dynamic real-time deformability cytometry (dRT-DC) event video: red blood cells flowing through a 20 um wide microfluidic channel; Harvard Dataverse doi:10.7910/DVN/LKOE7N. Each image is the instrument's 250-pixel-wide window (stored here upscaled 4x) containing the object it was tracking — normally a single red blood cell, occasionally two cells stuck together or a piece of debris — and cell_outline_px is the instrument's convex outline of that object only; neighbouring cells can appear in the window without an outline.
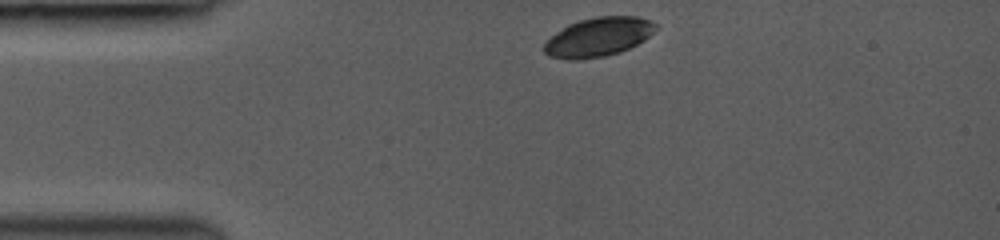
{"species": "common noctule bat (a hibernating species)", "species_latin": "Nyctalus noctula", "temperature_condition": "room temperature", "stored_images_in_passage": 39, "camera_frame_rate_fps": 3000, "um_per_image_px": 0.085, "animal": {"sex": "female", "body_mass_g": 19.0, "forearm_length_mm": 53.3}, "frame": {"image": 1, "passage_image": 1, "time_ms": 0.0, "image_size_px": [1000, 240], "cell_outline_px": [[656, 28], [644, 40], [620, 52], [604, 56], [576, 60], [568, 60], [548, 56], [544, 52], [544, 44], [556, 32], [568, 24], [580, 20], [596, 16], [636, 16], [652, 20], [656, 24]], "centroid_in_image_um": [50.84, 3.14], "position_along_channel_um": 34.2, "area_um2": 25.26}}
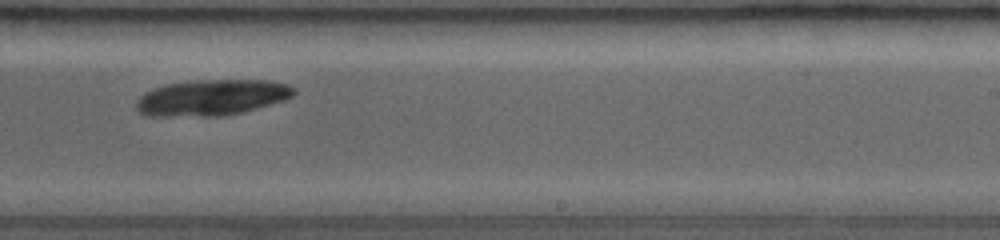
{"frame": {"image": 2, "passage_image": 24, "time_ms": 6.667, "image_size_px": [1000, 240], "cell_outline_px": [[296, 92], [292, 96], [284, 100], [256, 108], [224, 116], [144, 116], [136, 108], [136, 100], [144, 92], [168, 84], [196, 80], [268, 80], [288, 84], [296, 88]], "centroid_in_image_um": [17.99, 8.29], "position_along_channel_um": 271.0, "area_um2": 33.0}}
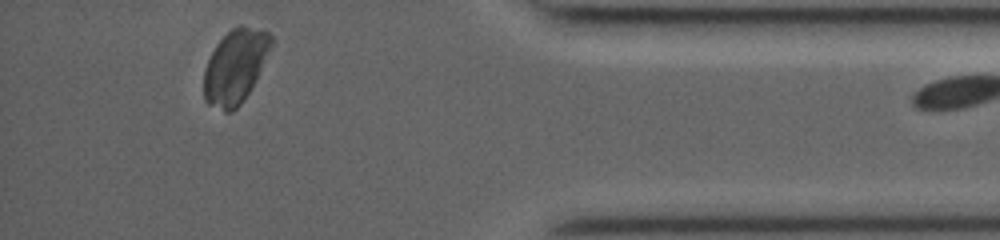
{"frame": {"image": 3, "passage_image": 38, "time_ms": 10.667, "image_size_px": [1000, 240], "cell_outline_px": [[272, 44], [244, 100], [232, 112], [224, 112], [208, 104], [204, 100], [204, 68], [216, 44], [232, 28], [240, 24], [268, 32], [272, 36]], "centroid_in_image_um": [19.95, 5.65], "position_along_channel_um": 415.2, "area_um2": 28.5}}